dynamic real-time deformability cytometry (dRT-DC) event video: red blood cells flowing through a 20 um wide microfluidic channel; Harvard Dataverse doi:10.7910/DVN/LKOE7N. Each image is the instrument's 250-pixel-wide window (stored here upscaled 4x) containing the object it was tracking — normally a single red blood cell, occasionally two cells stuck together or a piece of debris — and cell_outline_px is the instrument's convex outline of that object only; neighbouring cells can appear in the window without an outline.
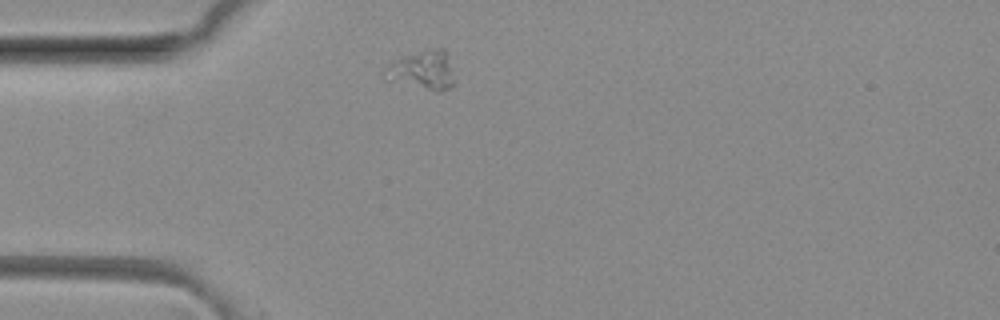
{"species": "common noctule bat (a hibernating species)", "species_latin": "Nyctalus noctula", "temperature_condition": "room temperature", "stored_images_in_passage": 34, "camera_frame_rate_fps": 3000, "um_per_image_px": 0.085, "animal": {"sex": "female", "body_mass_g": 29.2, "forearm_length_mm": 56.3}, "frame": {"image": 1, "passage_image": 1, "time_ms": 0.0, "image_size_px": [1000, 320], "cell_outline_px": [[452, 84], [448, 88], [440, 92], [436, 92], [384, 80], [380, 76], [384, 68], [392, 60], [404, 56], [436, 48], [444, 48], [452, 80]], "centroid_in_image_um": [35.76, 6.01], "position_along_channel_um": 49.2, "area_um2": 15.61}}
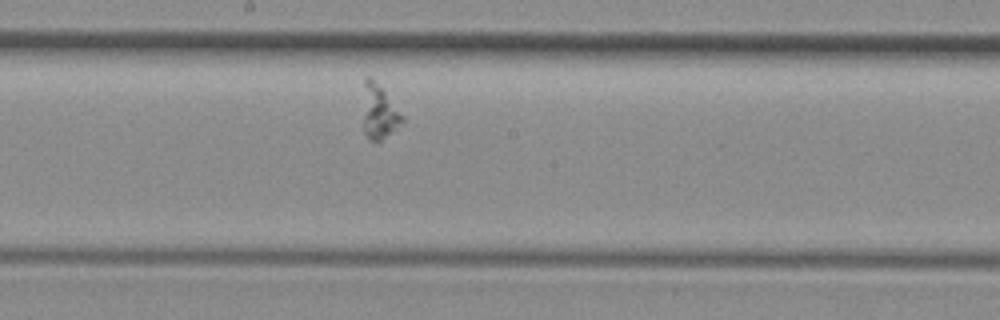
{"frame": {"image": 2, "passage_image": 15, "time_ms": 4.667, "image_size_px": [1000, 320], "cell_outline_px": [[404, 120], [396, 128], [380, 140], [372, 140], [364, 132], [364, 76], [372, 76], [404, 116]], "centroid_in_image_um": [32.22, 9.45], "position_along_channel_um": 216.0, "area_um2": 12.02}}
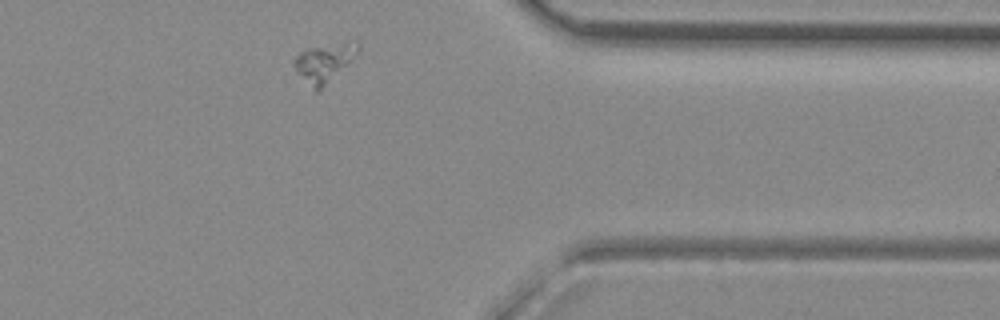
{"frame": {"image": 3, "passage_image": 29, "time_ms": 9.333, "image_size_px": [1000, 320], "cell_outline_px": [[360, 48], [320, 92], [316, 92], [312, 88], [292, 64], [292, 60], [304, 48], [344, 44], [360, 44]], "centroid_in_image_um": [27.46, 5.37], "position_along_channel_um": 383.9, "area_um2": 13.41}}